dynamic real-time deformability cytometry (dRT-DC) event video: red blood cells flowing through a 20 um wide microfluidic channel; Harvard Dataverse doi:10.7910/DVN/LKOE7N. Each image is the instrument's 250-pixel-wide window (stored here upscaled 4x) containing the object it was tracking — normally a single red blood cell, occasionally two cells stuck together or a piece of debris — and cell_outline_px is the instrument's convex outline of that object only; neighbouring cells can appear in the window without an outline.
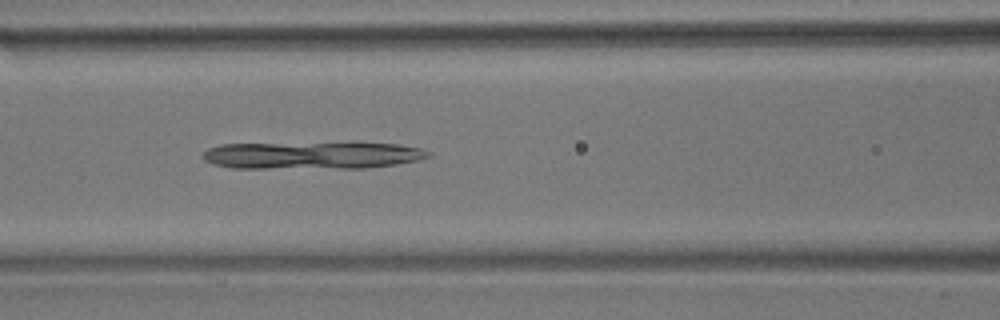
{"species": "common noctule bat (a hibernating species)", "species_latin": "Nyctalus noctula", "temperature_condition": "room temperature", "stored_images_in_passage": 55, "camera_frame_rate_fps": 3000, "um_per_image_px": 0.085, "animal": {"sex": "male", "body_mass_g": 17.9}, "frame": {"image": 1, "passage_image": 22, "time_ms": 7.0, "image_size_px": [1000, 320], "cell_outline_px": [[432, 156], [420, 160], [396, 164], [364, 168], [232, 168], [212, 164], [204, 160], [200, 156], [208, 148], [220, 144], [396, 144], [420, 148], [432, 152]], "centroid_in_image_um": [26.51, 13.22], "position_along_channel_um": 140.1, "area_um2": 35.43}}